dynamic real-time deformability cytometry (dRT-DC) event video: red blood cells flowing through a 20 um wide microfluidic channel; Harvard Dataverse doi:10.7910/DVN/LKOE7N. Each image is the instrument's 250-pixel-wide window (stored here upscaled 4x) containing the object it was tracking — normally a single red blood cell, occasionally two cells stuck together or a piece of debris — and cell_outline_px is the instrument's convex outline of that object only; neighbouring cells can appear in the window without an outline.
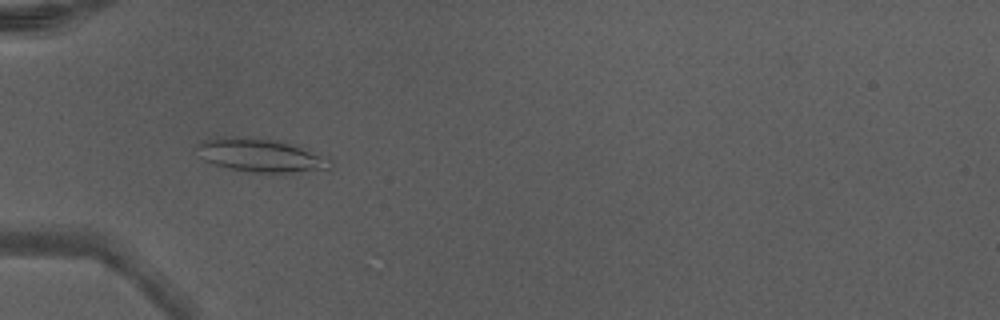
{"species": "Egyptian fruit bat (a non-hibernating species)", "species_latin": "Rousettus aegyptiacus", "temperature_condition": "warm", "stored_images_in_passage": 38, "camera_frame_rate_fps": 3000, "um_per_image_px": 0.085, "animal": {"sex": "male"}, "frame": {"image": 1, "passage_image": 6, "time_ms": 1.667, "image_size_px": [1000, 320], "cell_outline_px": [[332, 168], [292, 172], [252, 172], [212, 164], [204, 160], [200, 156], [196, 144], [204, 140], [236, 136], [252, 136], [276, 140], [328, 156], [332, 160]], "centroid_in_image_um": [22.17, 13.19], "position_along_channel_um": 62.8, "area_um2": 25.72}}
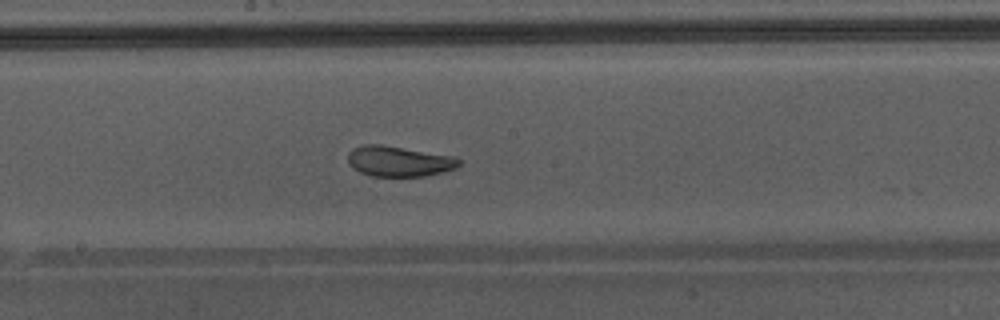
{"frame": {"image": 2, "passage_image": 17, "time_ms": 5.333, "image_size_px": [1000, 320], "cell_outline_px": [[460, 164], [456, 168], [444, 172], [424, 176], [372, 176], [360, 172], [352, 168], [348, 164], [348, 152], [352, 148], [364, 144], [380, 144], [456, 156], [460, 160]], "centroid_in_image_um": [33.9, 13.7], "position_along_channel_um": 214.3, "area_um2": 19.94}, "authors_computed_cell_mechanics": {"area_um2": 21.8484, "velocity_mm_per_s": 4.3286, "shape_relaxation_time_tau1_ms": 4.1533, "shape_relaxation_time_tau2_ms": null, "deformation_change_tau1": 0.1384, "deformation_change_tau2": null}}